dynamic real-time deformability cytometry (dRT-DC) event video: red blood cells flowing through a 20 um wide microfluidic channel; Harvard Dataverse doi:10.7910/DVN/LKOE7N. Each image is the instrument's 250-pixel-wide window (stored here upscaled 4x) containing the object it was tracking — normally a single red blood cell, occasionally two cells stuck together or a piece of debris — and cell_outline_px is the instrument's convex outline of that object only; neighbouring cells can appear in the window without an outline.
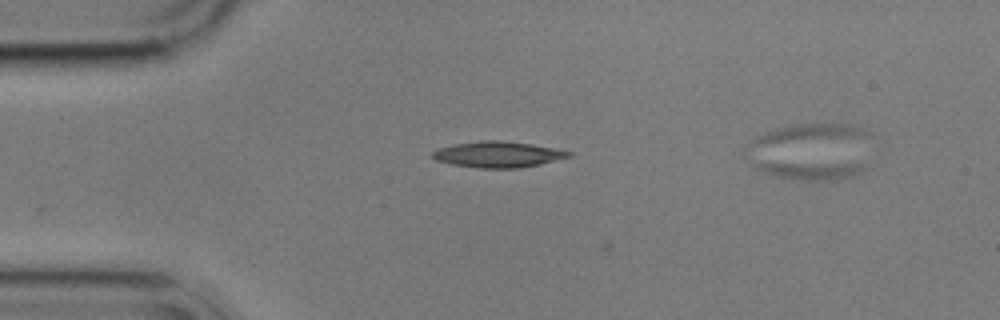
{"species": "common noctule bat (a hibernating species)", "species_latin": "Nyctalus noctula", "temperature_condition": "cold", "stored_images_in_passage": 4, "camera_frame_rate_fps": 3000, "um_per_image_px": 0.085, "animal": {"sex": "male", "body_mass_g": 17.9}, "frame": {"image": 1, "passage_image": 1, "time_ms": 0.0, "image_size_px": [1000, 320], "cell_outline_px": [[572, 156], [540, 164], [520, 168], [480, 168], [452, 164], [436, 160], [432, 156], [432, 152], [440, 148], [452, 144], [480, 140], [500, 140], [532, 144], [556, 148], [572, 152]], "centroid_in_image_um": [42.34, 13.12], "position_along_channel_um": 42.7, "area_um2": 20.63}}